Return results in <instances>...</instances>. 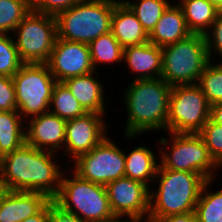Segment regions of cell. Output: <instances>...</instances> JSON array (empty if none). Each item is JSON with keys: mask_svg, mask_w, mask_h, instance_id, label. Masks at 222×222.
Here are the masks:
<instances>
[{"mask_svg": "<svg viewBox=\"0 0 222 222\" xmlns=\"http://www.w3.org/2000/svg\"><path fill=\"white\" fill-rule=\"evenodd\" d=\"M55 152L28 144L2 157L0 176L7 190L40 192L53 200L59 193L63 165ZM60 163V165H59ZM64 167V168H63Z\"/></svg>", "mask_w": 222, "mask_h": 222, "instance_id": "1", "label": "cell"}, {"mask_svg": "<svg viewBox=\"0 0 222 222\" xmlns=\"http://www.w3.org/2000/svg\"><path fill=\"white\" fill-rule=\"evenodd\" d=\"M123 92L126 110L124 138L167 132L171 86L162 78L131 80Z\"/></svg>", "mask_w": 222, "mask_h": 222, "instance_id": "2", "label": "cell"}, {"mask_svg": "<svg viewBox=\"0 0 222 222\" xmlns=\"http://www.w3.org/2000/svg\"><path fill=\"white\" fill-rule=\"evenodd\" d=\"M205 181L198 173L164 169L159 165L152 184L155 187H150L148 220L194 212Z\"/></svg>", "mask_w": 222, "mask_h": 222, "instance_id": "3", "label": "cell"}, {"mask_svg": "<svg viewBox=\"0 0 222 222\" xmlns=\"http://www.w3.org/2000/svg\"><path fill=\"white\" fill-rule=\"evenodd\" d=\"M166 134L169 137L160 136L156 142L160 145L157 156L162 168L198 173L205 180L218 177V170L222 168L210 156L205 142L198 133Z\"/></svg>", "mask_w": 222, "mask_h": 222, "instance_id": "4", "label": "cell"}, {"mask_svg": "<svg viewBox=\"0 0 222 222\" xmlns=\"http://www.w3.org/2000/svg\"><path fill=\"white\" fill-rule=\"evenodd\" d=\"M69 166L62 174L59 193L53 200L85 222L114 219L106 187L81 178Z\"/></svg>", "mask_w": 222, "mask_h": 222, "instance_id": "5", "label": "cell"}, {"mask_svg": "<svg viewBox=\"0 0 222 222\" xmlns=\"http://www.w3.org/2000/svg\"><path fill=\"white\" fill-rule=\"evenodd\" d=\"M117 0H84L55 16L57 38L90 44L111 31Z\"/></svg>", "mask_w": 222, "mask_h": 222, "instance_id": "6", "label": "cell"}, {"mask_svg": "<svg viewBox=\"0 0 222 222\" xmlns=\"http://www.w3.org/2000/svg\"><path fill=\"white\" fill-rule=\"evenodd\" d=\"M162 50V75L171 87L197 84L210 62L205 35L190 34L187 38L166 45Z\"/></svg>", "mask_w": 222, "mask_h": 222, "instance_id": "7", "label": "cell"}, {"mask_svg": "<svg viewBox=\"0 0 222 222\" xmlns=\"http://www.w3.org/2000/svg\"><path fill=\"white\" fill-rule=\"evenodd\" d=\"M12 80L17 111L25 121L49 112L53 88L57 81L47 64L24 63Z\"/></svg>", "mask_w": 222, "mask_h": 222, "instance_id": "8", "label": "cell"}, {"mask_svg": "<svg viewBox=\"0 0 222 222\" xmlns=\"http://www.w3.org/2000/svg\"><path fill=\"white\" fill-rule=\"evenodd\" d=\"M11 35L23 63L46 64L57 38L55 16L31 10Z\"/></svg>", "mask_w": 222, "mask_h": 222, "instance_id": "9", "label": "cell"}, {"mask_svg": "<svg viewBox=\"0 0 222 222\" xmlns=\"http://www.w3.org/2000/svg\"><path fill=\"white\" fill-rule=\"evenodd\" d=\"M210 119V104L198 84L171 87L167 132L199 133Z\"/></svg>", "mask_w": 222, "mask_h": 222, "instance_id": "10", "label": "cell"}, {"mask_svg": "<svg viewBox=\"0 0 222 222\" xmlns=\"http://www.w3.org/2000/svg\"><path fill=\"white\" fill-rule=\"evenodd\" d=\"M114 140L105 137L90 152L79 156L70 168L81 178L106 186L125 176V155Z\"/></svg>", "mask_w": 222, "mask_h": 222, "instance_id": "11", "label": "cell"}, {"mask_svg": "<svg viewBox=\"0 0 222 222\" xmlns=\"http://www.w3.org/2000/svg\"><path fill=\"white\" fill-rule=\"evenodd\" d=\"M105 187L115 217H131L148 222L150 188L146 184L123 176Z\"/></svg>", "mask_w": 222, "mask_h": 222, "instance_id": "12", "label": "cell"}, {"mask_svg": "<svg viewBox=\"0 0 222 222\" xmlns=\"http://www.w3.org/2000/svg\"><path fill=\"white\" fill-rule=\"evenodd\" d=\"M106 115L98 113H86L85 115L68 120L66 122V134L63 155L71 156L67 164L76 160L79 156L90 152L105 137L108 136L109 125L106 123ZM72 159V160H70Z\"/></svg>", "mask_w": 222, "mask_h": 222, "instance_id": "13", "label": "cell"}, {"mask_svg": "<svg viewBox=\"0 0 222 222\" xmlns=\"http://www.w3.org/2000/svg\"><path fill=\"white\" fill-rule=\"evenodd\" d=\"M47 66L57 82L95 71L89 44L56 38Z\"/></svg>", "mask_w": 222, "mask_h": 222, "instance_id": "14", "label": "cell"}, {"mask_svg": "<svg viewBox=\"0 0 222 222\" xmlns=\"http://www.w3.org/2000/svg\"><path fill=\"white\" fill-rule=\"evenodd\" d=\"M66 122L50 112L28 118L25 122L26 144L40 150L60 153L62 156Z\"/></svg>", "mask_w": 222, "mask_h": 222, "instance_id": "15", "label": "cell"}, {"mask_svg": "<svg viewBox=\"0 0 222 222\" xmlns=\"http://www.w3.org/2000/svg\"><path fill=\"white\" fill-rule=\"evenodd\" d=\"M123 63L127 71L133 73L132 80L161 78L162 50L161 47L146 42L139 45L125 47L123 50Z\"/></svg>", "mask_w": 222, "mask_h": 222, "instance_id": "16", "label": "cell"}, {"mask_svg": "<svg viewBox=\"0 0 222 222\" xmlns=\"http://www.w3.org/2000/svg\"><path fill=\"white\" fill-rule=\"evenodd\" d=\"M50 201L44 193L7 190L0 199V222H22L39 213Z\"/></svg>", "mask_w": 222, "mask_h": 222, "instance_id": "17", "label": "cell"}, {"mask_svg": "<svg viewBox=\"0 0 222 222\" xmlns=\"http://www.w3.org/2000/svg\"><path fill=\"white\" fill-rule=\"evenodd\" d=\"M97 71H93L90 74L72 77L65 80L63 83L71 91L72 95L78 100L82 108L87 113H98L106 115L108 110L106 108V87L102 82L98 80L96 76Z\"/></svg>", "mask_w": 222, "mask_h": 222, "instance_id": "18", "label": "cell"}, {"mask_svg": "<svg viewBox=\"0 0 222 222\" xmlns=\"http://www.w3.org/2000/svg\"><path fill=\"white\" fill-rule=\"evenodd\" d=\"M111 32L123 48L149 41V35L125 2L115 1Z\"/></svg>", "mask_w": 222, "mask_h": 222, "instance_id": "19", "label": "cell"}, {"mask_svg": "<svg viewBox=\"0 0 222 222\" xmlns=\"http://www.w3.org/2000/svg\"><path fill=\"white\" fill-rule=\"evenodd\" d=\"M190 34L181 7L172 1L149 34V42L162 48L183 40Z\"/></svg>", "mask_w": 222, "mask_h": 222, "instance_id": "20", "label": "cell"}, {"mask_svg": "<svg viewBox=\"0 0 222 222\" xmlns=\"http://www.w3.org/2000/svg\"><path fill=\"white\" fill-rule=\"evenodd\" d=\"M127 152L130 153L124 151L125 176L140 181L150 188L160 164V162H158L159 158L156 157L157 154L155 150L141 144Z\"/></svg>", "mask_w": 222, "mask_h": 222, "instance_id": "21", "label": "cell"}, {"mask_svg": "<svg viewBox=\"0 0 222 222\" xmlns=\"http://www.w3.org/2000/svg\"><path fill=\"white\" fill-rule=\"evenodd\" d=\"M181 7L188 30L192 34L205 35L221 12L207 0H177Z\"/></svg>", "mask_w": 222, "mask_h": 222, "instance_id": "22", "label": "cell"}, {"mask_svg": "<svg viewBox=\"0 0 222 222\" xmlns=\"http://www.w3.org/2000/svg\"><path fill=\"white\" fill-rule=\"evenodd\" d=\"M25 122L18 111H0V154L2 157L26 143Z\"/></svg>", "mask_w": 222, "mask_h": 222, "instance_id": "23", "label": "cell"}, {"mask_svg": "<svg viewBox=\"0 0 222 222\" xmlns=\"http://www.w3.org/2000/svg\"><path fill=\"white\" fill-rule=\"evenodd\" d=\"M89 48L92 65L95 71L100 70V64L105 67L106 65H113L114 63L121 66L123 63L124 48L116 40L111 31L93 40L89 44Z\"/></svg>", "mask_w": 222, "mask_h": 222, "instance_id": "24", "label": "cell"}, {"mask_svg": "<svg viewBox=\"0 0 222 222\" xmlns=\"http://www.w3.org/2000/svg\"><path fill=\"white\" fill-rule=\"evenodd\" d=\"M214 181L206 180L201 188L194 210L197 222H222V188L211 190Z\"/></svg>", "mask_w": 222, "mask_h": 222, "instance_id": "25", "label": "cell"}, {"mask_svg": "<svg viewBox=\"0 0 222 222\" xmlns=\"http://www.w3.org/2000/svg\"><path fill=\"white\" fill-rule=\"evenodd\" d=\"M49 112L66 121L87 113L63 82H57L53 88Z\"/></svg>", "mask_w": 222, "mask_h": 222, "instance_id": "26", "label": "cell"}, {"mask_svg": "<svg viewBox=\"0 0 222 222\" xmlns=\"http://www.w3.org/2000/svg\"><path fill=\"white\" fill-rule=\"evenodd\" d=\"M135 13L143 29L149 35L163 12L172 3L169 0H124Z\"/></svg>", "mask_w": 222, "mask_h": 222, "instance_id": "27", "label": "cell"}, {"mask_svg": "<svg viewBox=\"0 0 222 222\" xmlns=\"http://www.w3.org/2000/svg\"><path fill=\"white\" fill-rule=\"evenodd\" d=\"M30 11L26 0H0V33L12 34Z\"/></svg>", "mask_w": 222, "mask_h": 222, "instance_id": "28", "label": "cell"}, {"mask_svg": "<svg viewBox=\"0 0 222 222\" xmlns=\"http://www.w3.org/2000/svg\"><path fill=\"white\" fill-rule=\"evenodd\" d=\"M197 84L210 106L222 102V62L210 61Z\"/></svg>", "mask_w": 222, "mask_h": 222, "instance_id": "29", "label": "cell"}, {"mask_svg": "<svg viewBox=\"0 0 222 222\" xmlns=\"http://www.w3.org/2000/svg\"><path fill=\"white\" fill-rule=\"evenodd\" d=\"M23 64L12 35L0 33V76L13 77Z\"/></svg>", "mask_w": 222, "mask_h": 222, "instance_id": "30", "label": "cell"}, {"mask_svg": "<svg viewBox=\"0 0 222 222\" xmlns=\"http://www.w3.org/2000/svg\"><path fill=\"white\" fill-rule=\"evenodd\" d=\"M198 134L205 142L210 156L222 167V126L209 119Z\"/></svg>", "mask_w": 222, "mask_h": 222, "instance_id": "31", "label": "cell"}, {"mask_svg": "<svg viewBox=\"0 0 222 222\" xmlns=\"http://www.w3.org/2000/svg\"><path fill=\"white\" fill-rule=\"evenodd\" d=\"M205 38L210 61L218 62L221 59L219 62H222V12L217 15L210 30L205 34ZM213 56L218 58L215 59Z\"/></svg>", "mask_w": 222, "mask_h": 222, "instance_id": "32", "label": "cell"}, {"mask_svg": "<svg viewBox=\"0 0 222 222\" xmlns=\"http://www.w3.org/2000/svg\"><path fill=\"white\" fill-rule=\"evenodd\" d=\"M82 1L84 0H33L31 3V10L46 15L56 16L60 12Z\"/></svg>", "mask_w": 222, "mask_h": 222, "instance_id": "33", "label": "cell"}, {"mask_svg": "<svg viewBox=\"0 0 222 222\" xmlns=\"http://www.w3.org/2000/svg\"><path fill=\"white\" fill-rule=\"evenodd\" d=\"M0 111H17L12 77L0 76Z\"/></svg>", "mask_w": 222, "mask_h": 222, "instance_id": "34", "label": "cell"}, {"mask_svg": "<svg viewBox=\"0 0 222 222\" xmlns=\"http://www.w3.org/2000/svg\"><path fill=\"white\" fill-rule=\"evenodd\" d=\"M49 222H85L75 214L64 210L54 200L49 202Z\"/></svg>", "mask_w": 222, "mask_h": 222, "instance_id": "35", "label": "cell"}, {"mask_svg": "<svg viewBox=\"0 0 222 222\" xmlns=\"http://www.w3.org/2000/svg\"><path fill=\"white\" fill-rule=\"evenodd\" d=\"M148 222H197L195 212L185 214L170 215L158 220H148Z\"/></svg>", "mask_w": 222, "mask_h": 222, "instance_id": "36", "label": "cell"}, {"mask_svg": "<svg viewBox=\"0 0 222 222\" xmlns=\"http://www.w3.org/2000/svg\"><path fill=\"white\" fill-rule=\"evenodd\" d=\"M22 222H49V203L39 213L26 218Z\"/></svg>", "mask_w": 222, "mask_h": 222, "instance_id": "37", "label": "cell"}, {"mask_svg": "<svg viewBox=\"0 0 222 222\" xmlns=\"http://www.w3.org/2000/svg\"><path fill=\"white\" fill-rule=\"evenodd\" d=\"M210 119L222 126V102L210 106Z\"/></svg>", "mask_w": 222, "mask_h": 222, "instance_id": "38", "label": "cell"}, {"mask_svg": "<svg viewBox=\"0 0 222 222\" xmlns=\"http://www.w3.org/2000/svg\"><path fill=\"white\" fill-rule=\"evenodd\" d=\"M106 222H144V221L131 218V217H115L114 219L106 221Z\"/></svg>", "mask_w": 222, "mask_h": 222, "instance_id": "39", "label": "cell"}, {"mask_svg": "<svg viewBox=\"0 0 222 222\" xmlns=\"http://www.w3.org/2000/svg\"><path fill=\"white\" fill-rule=\"evenodd\" d=\"M207 1L222 12V0H207Z\"/></svg>", "mask_w": 222, "mask_h": 222, "instance_id": "40", "label": "cell"}, {"mask_svg": "<svg viewBox=\"0 0 222 222\" xmlns=\"http://www.w3.org/2000/svg\"><path fill=\"white\" fill-rule=\"evenodd\" d=\"M7 189L5 187V184L2 180V177L0 176V199L3 197V195L6 193Z\"/></svg>", "mask_w": 222, "mask_h": 222, "instance_id": "41", "label": "cell"}]
</instances>
